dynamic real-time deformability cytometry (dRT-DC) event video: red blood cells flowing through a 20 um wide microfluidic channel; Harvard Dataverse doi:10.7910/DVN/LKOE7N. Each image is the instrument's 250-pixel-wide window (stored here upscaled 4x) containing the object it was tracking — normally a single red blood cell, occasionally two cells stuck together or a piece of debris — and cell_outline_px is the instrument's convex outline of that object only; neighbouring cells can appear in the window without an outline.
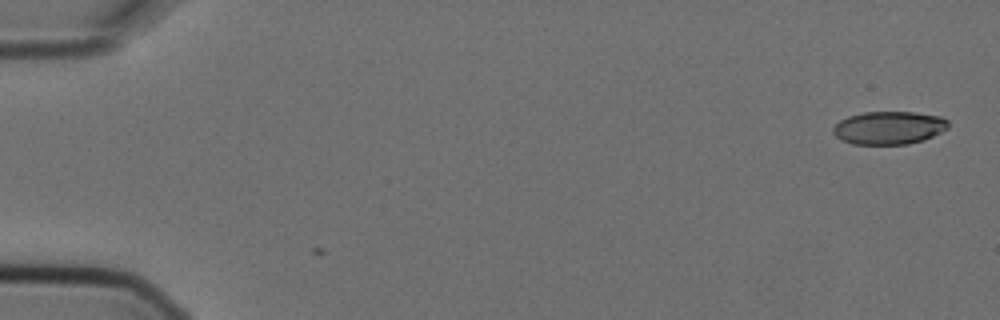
{"species": "Egyptian fruit bat (a non-hibernating species)", "species_latin": "Rousettus aegyptiacus", "temperature_condition": "cold", "stored_images_in_passage": 2, "camera_frame_rate_fps": 3000, "um_per_image_px": 0.085, "animal": {"sex": "female"}, "frame": {"image": 1, "passage_image": 1, "time_ms": 0.0, "image_size_px": [1000, 320], "cell_outline_px": [[948, 128], [924, 140], [908, 144], [852, 144], [840, 140], [832, 132], [832, 128], [840, 120], [848, 116], [864, 112], [916, 112], [940, 116], [948, 120]], "centroid_in_image_um": [75.54, 10.86], "position_along_channel_um": 9.5, "area_um2": 22.25}}